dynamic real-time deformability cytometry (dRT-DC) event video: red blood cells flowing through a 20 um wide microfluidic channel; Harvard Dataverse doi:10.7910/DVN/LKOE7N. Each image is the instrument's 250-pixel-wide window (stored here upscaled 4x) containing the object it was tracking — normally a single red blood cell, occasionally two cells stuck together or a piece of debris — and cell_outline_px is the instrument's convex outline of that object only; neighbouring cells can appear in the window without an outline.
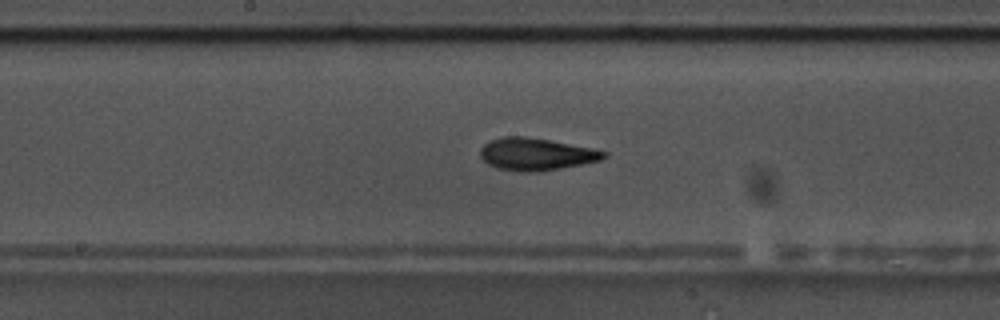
{"species": "common noctule bat (a hibernating species)", "species_latin": "Nyctalus noctula", "temperature_condition": "warm", "stored_images_in_passage": 39, "camera_frame_rate_fps": 3000, "um_per_image_px": 0.085, "animal": {"sex": "male", "body_mass_g": 17.5, "forearm_length_mm": 52.3}, "frame": {"image": 1, "passage_image": 12, "time_ms": 3.667, "image_size_px": [1000, 320], "cell_outline_px": [[608, 156], [600, 160], [540, 172], [520, 172], [496, 168], [488, 164], [480, 156], [480, 148], [484, 144], [492, 140], [504, 136], [524, 136], [548, 140], [592, 148], [608, 152]], "centroid_in_image_um": [45.55, 13.11], "position_along_channel_um": 202.6, "area_um2": 23.18}}
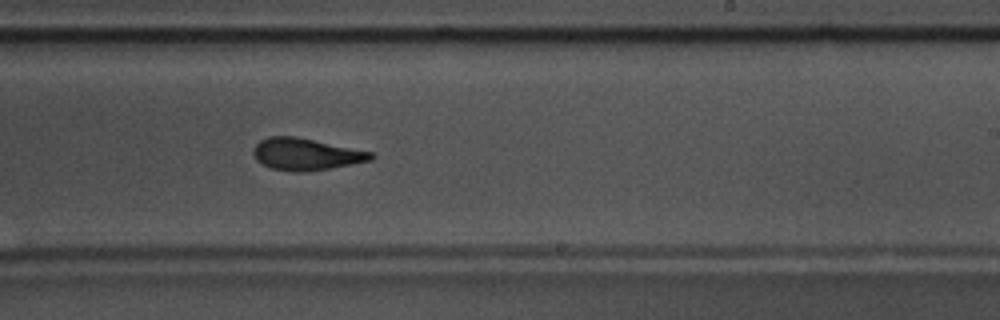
{"frame": {"image": 2, "passage_image": 17, "time_ms": 5.333, "image_size_px": [1000, 320], "cell_outline_px": [[376, 156], [372, 160], [328, 168], [300, 172], [296, 172], [272, 168], [256, 160], [252, 152], [252, 148], [260, 140], [268, 136], [296, 136], [372, 152]], "centroid_in_image_um": [25.98, 13.09], "position_along_channel_um": 263.0, "area_um2": 21.68}, "authors_computed_cell_mechanics": {"area_um2": 22.1952, "velocity_mm_per_s": 3.6312, "shape_relaxation_time_tau1_ms": 5.1779, "shape_relaxation_time_tau2_ms": 2.5259, "deformation_change_tau1": 0.1662, "deformation_change_tau2": 0.0974}}